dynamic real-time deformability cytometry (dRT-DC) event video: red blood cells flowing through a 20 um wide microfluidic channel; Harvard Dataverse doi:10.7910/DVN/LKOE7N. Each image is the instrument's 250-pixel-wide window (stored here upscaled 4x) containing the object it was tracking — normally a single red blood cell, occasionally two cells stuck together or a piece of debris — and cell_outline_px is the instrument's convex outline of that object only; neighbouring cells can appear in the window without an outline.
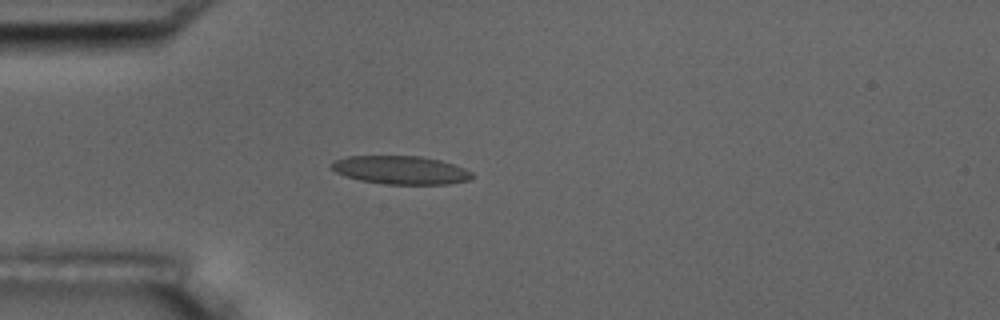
{"species": "common noctule bat (a hibernating species)", "species_latin": "Nyctalus noctula", "temperature_condition": "room temperature", "stored_images_in_passage": 4, "camera_frame_rate_fps": 3000, "um_per_image_px": 0.085, "animal": {"sex": "male", "body_mass_g": 17.5, "forearm_length_mm": 52.3}, "frame": {"image": 1, "passage_image": 4, "time_ms": 3.667, "image_size_px": [1000, 320], "cell_outline_px": [[472, 176], [468, 180], [448, 184], [384, 184], [360, 180], [344, 176], [336, 172], [332, 168], [332, 160], [348, 156], [420, 156], [440, 160], [464, 168], [472, 172]], "centroid_in_image_um": [34.03, 14.45], "position_along_channel_um": 51.0, "area_um2": 23.12}}